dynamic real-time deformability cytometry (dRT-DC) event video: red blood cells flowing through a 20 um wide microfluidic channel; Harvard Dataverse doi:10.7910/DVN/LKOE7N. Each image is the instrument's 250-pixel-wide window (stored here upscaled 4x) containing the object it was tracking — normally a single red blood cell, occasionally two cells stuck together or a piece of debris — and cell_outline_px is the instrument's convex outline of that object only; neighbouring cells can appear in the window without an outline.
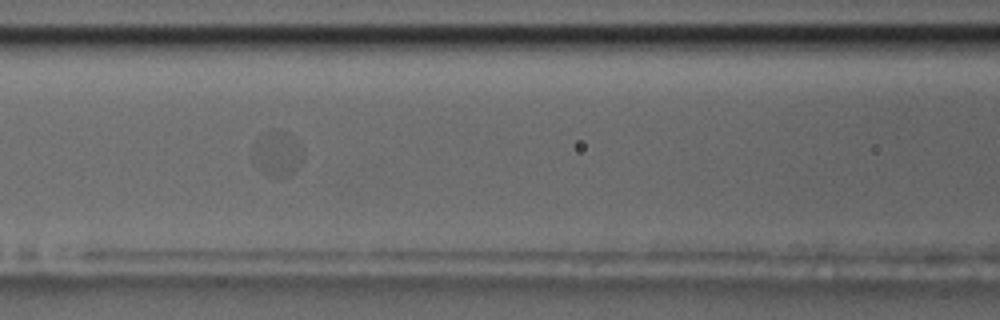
{"species": "common noctule bat (a hibernating species)", "species_latin": "Nyctalus noctula", "temperature_condition": "room temperature", "stored_images_in_passage": 22, "camera_frame_rate_fps": 3000, "um_per_image_px": 0.085, "animal": {"sex": "male", "body_mass_g": 17.5, "forearm_length_mm": 52.3}, "frame": {"image": 1, "passage_image": 8, "time_ms": 2.333, "image_size_px": [1000, 320], "cell_outline_px": [[304, 156], [300, 164], [288, 176], [268, 176], [252, 160], [252, 152], [276, 128], [280, 128], [296, 140]], "centroid_in_image_um": [23.64, 13.11], "position_along_channel_um": 143.0, "area_um2": 12.2}}